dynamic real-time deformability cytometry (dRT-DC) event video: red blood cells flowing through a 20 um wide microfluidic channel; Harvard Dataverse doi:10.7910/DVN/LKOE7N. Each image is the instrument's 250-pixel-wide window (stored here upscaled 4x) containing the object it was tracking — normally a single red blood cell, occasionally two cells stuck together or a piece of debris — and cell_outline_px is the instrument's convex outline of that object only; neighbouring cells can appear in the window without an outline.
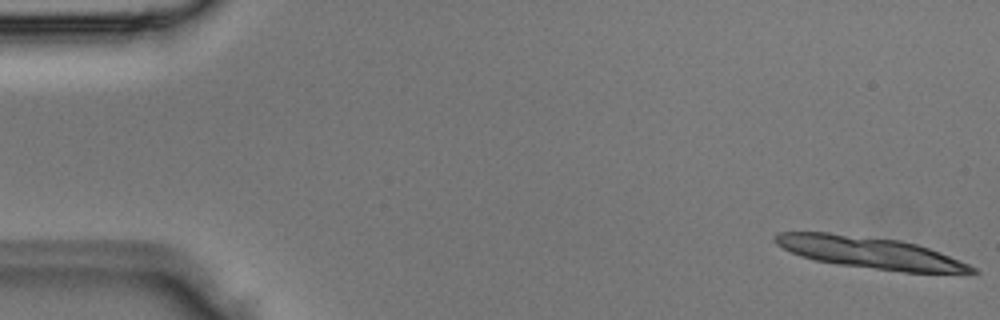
{"species": "Egyptian fruit bat (a non-hibernating species)", "species_latin": "Rousettus aegyptiacus", "temperature_condition": "room temperature", "stored_images_in_passage": 4, "camera_frame_rate_fps": 3000, "um_per_image_px": 0.085, "animal": {"sex": "male"}, "frame": {"image": 1, "passage_image": 1, "time_ms": 0.0, "image_size_px": [1000, 320], "cell_outline_px": [[980, 272], [904, 272], [836, 264], [816, 260], [800, 256], [776, 244], [772, 240], [772, 236], [776, 232], [828, 232], [900, 240], [916, 244], [940, 252], [968, 264], [976, 268]], "centroid_in_image_um": [73.87, 21.46], "position_along_channel_um": 11.1, "area_um2": 36.01}}